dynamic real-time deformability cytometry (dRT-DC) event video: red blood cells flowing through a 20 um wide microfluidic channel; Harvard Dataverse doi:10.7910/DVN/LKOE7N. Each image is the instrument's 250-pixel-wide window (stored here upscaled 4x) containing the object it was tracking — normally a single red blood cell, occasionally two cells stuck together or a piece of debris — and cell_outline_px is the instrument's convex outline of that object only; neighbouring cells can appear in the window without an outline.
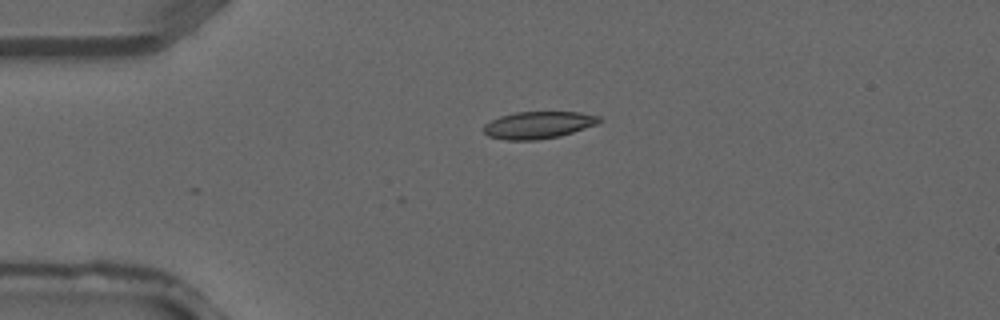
{"species": "common noctule bat (a hibernating species)", "species_latin": "Nyctalus noctula", "temperature_condition": "warm", "stored_images_in_passage": 2, "camera_frame_rate_fps": 3000, "um_per_image_px": 0.085, "animal": {"sex": "male", "forearm_length_mm": 52.5}, "frame": {"image": 1, "passage_image": 1, "time_ms": 0.0, "image_size_px": [1000, 320], "cell_outline_px": [[600, 120], [596, 124], [560, 136], [536, 140], [504, 140], [488, 136], [484, 132], [484, 124], [500, 116], [516, 112], [580, 112], [600, 116]], "centroid_in_image_um": [45.73, 10.63], "position_along_channel_um": 39.3, "area_um2": 18.15}}
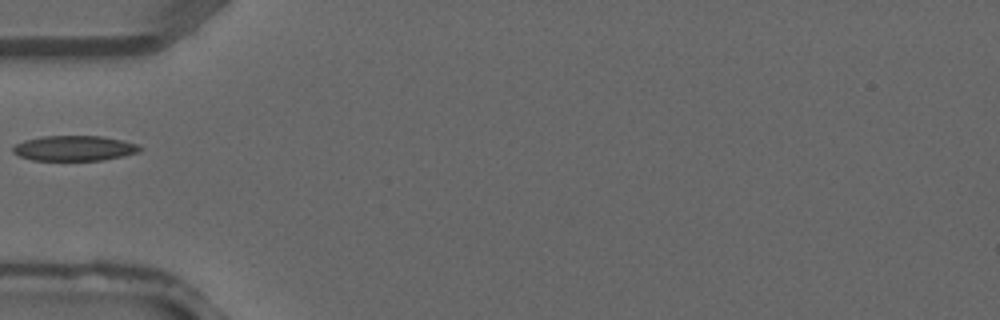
{"frame": {"image": 2, "passage_image": 2, "time_ms": 0.333, "image_size_px": [1000, 320], "cell_outline_px": [[144, 148], [136, 152], [124, 156], [104, 160], [32, 160], [20, 156], [12, 152], [12, 148], [16, 144], [24, 140], [40, 136], [100, 136], [120, 140], [136, 144]], "centroid_in_image_um": [6.29, 12.6], "position_along_channel_um": 78.7, "area_um2": 18.55}}